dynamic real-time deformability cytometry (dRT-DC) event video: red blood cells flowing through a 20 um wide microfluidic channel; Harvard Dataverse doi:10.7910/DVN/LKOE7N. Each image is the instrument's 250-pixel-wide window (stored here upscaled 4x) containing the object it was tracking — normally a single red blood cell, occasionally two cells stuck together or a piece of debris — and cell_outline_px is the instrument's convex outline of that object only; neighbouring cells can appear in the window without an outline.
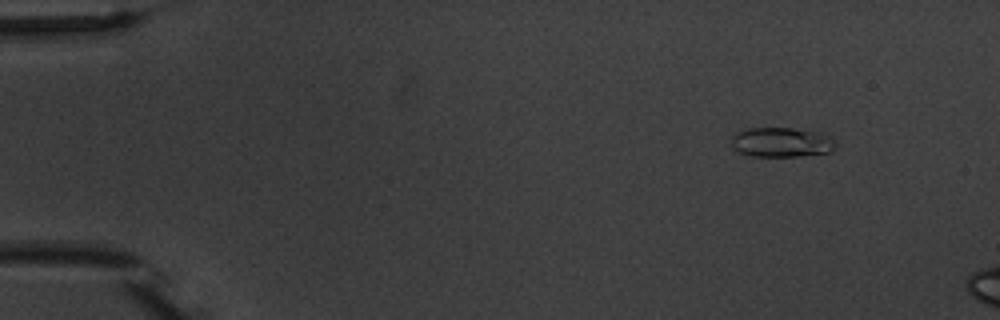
{"species": "common noctule bat (a hibernating species)", "species_latin": "Nyctalus noctula", "temperature_condition": "warm", "stored_images_in_passage": 3, "camera_frame_rate_fps": 3000, "um_per_image_px": 0.085, "animal": {"sex": "male", "body_mass_g": 20.1, "forearm_length_mm": 53.5}, "frame": {"image": 1, "passage_image": 1, "time_ms": 0.0, "image_size_px": [1000, 320], "cell_outline_px": [[836, 144], [828, 152], [800, 156], [752, 156], [740, 152], [732, 144], [732, 136], [736, 132], [748, 128], [792, 128], [820, 132], [828, 136]], "centroid_in_image_um": [66.4, 12.08], "position_along_channel_um": 18.6, "area_um2": 17.74}}